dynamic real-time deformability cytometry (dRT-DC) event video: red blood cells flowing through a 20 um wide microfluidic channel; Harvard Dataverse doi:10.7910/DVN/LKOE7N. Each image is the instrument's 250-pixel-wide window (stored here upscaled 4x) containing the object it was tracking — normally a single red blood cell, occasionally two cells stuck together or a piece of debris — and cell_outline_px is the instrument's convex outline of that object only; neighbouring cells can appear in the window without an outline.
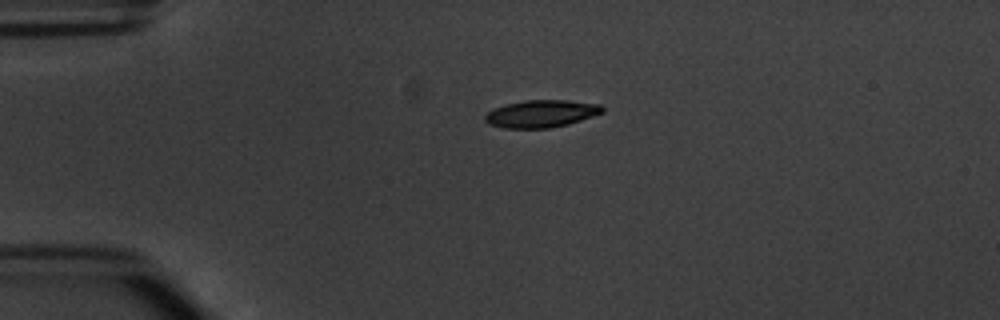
{"species": "common noctule bat (a hibernating species)", "species_latin": "Nyctalus noctula", "temperature_condition": "warm", "stored_images_in_passage": 2, "camera_frame_rate_fps": 3000, "um_per_image_px": 0.085, "animal": {"sex": "male", "body_mass_g": 20.1, "forearm_length_mm": 53.5}, "frame": {"image": 1, "passage_image": 1, "time_ms": 0.0, "image_size_px": [1000, 320], "cell_outline_px": [[604, 112], [568, 124], [548, 128], [504, 128], [488, 124], [484, 120], [484, 116], [492, 108], [504, 104], [524, 100], [564, 100], [600, 104], [604, 108]], "centroid_in_image_um": [45.96, 9.66], "position_along_channel_um": 39.0, "area_um2": 18.79}}